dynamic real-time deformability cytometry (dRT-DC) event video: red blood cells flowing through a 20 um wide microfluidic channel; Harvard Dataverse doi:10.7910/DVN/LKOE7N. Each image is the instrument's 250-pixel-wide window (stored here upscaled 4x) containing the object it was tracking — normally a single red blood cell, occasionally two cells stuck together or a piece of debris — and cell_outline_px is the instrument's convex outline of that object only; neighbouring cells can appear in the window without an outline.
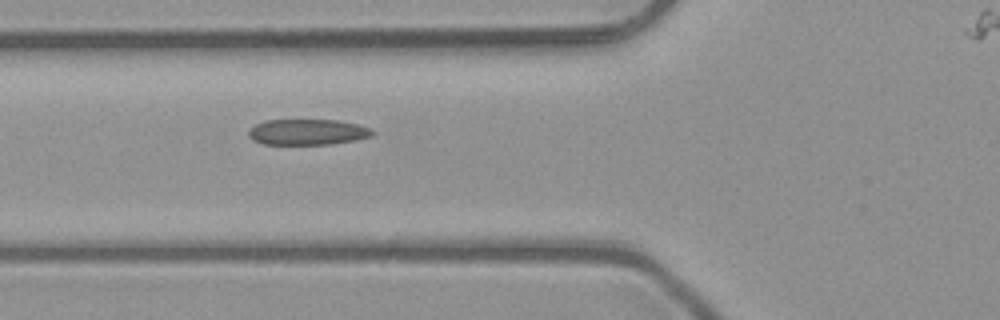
{"species": "common noctule bat (a hibernating species)", "species_latin": "Nyctalus noctula", "temperature_condition": "room temperature", "stored_images_in_passage": 5, "camera_frame_rate_fps": 3000, "um_per_image_px": 0.085, "animal": {"sex": "male", "body_mass_g": 23.1, "forearm_length_mm": 52.7}, "frame": {"image": 1, "passage_image": 5, "time_ms": 1.333, "image_size_px": [1000, 320], "cell_outline_px": [[376, 132], [372, 136], [356, 140], [328, 144], [260, 144], [252, 140], [248, 136], [248, 128], [264, 120], [340, 120], [372, 128]], "centroid_in_image_um": [26.12, 11.22], "position_along_channel_um": 99.7, "area_um2": 18.84}}